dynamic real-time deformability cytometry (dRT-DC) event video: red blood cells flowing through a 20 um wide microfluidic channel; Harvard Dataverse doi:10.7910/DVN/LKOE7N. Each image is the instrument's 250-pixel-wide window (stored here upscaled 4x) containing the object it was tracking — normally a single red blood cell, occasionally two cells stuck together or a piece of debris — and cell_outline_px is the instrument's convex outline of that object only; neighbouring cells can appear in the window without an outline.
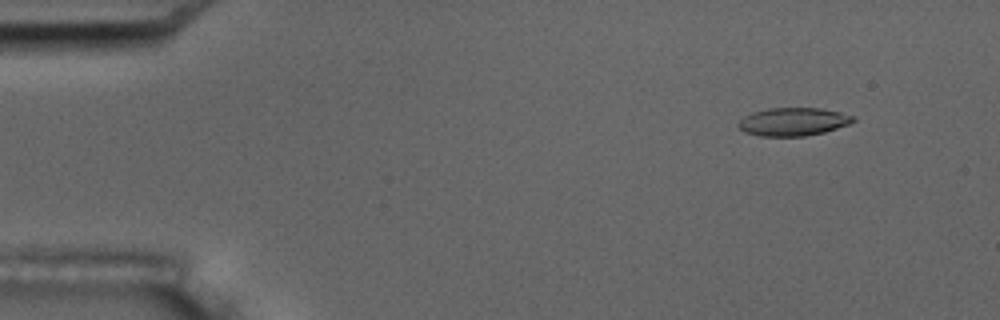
{"species": "common noctule bat (a hibernating species)", "species_latin": "Nyctalus noctula", "temperature_condition": "room temperature", "stored_images_in_passage": 5, "camera_frame_rate_fps": 3000, "um_per_image_px": 0.085, "animal": {"sex": "male", "body_mass_g": 17.5, "forearm_length_mm": 52.3}, "frame": {"image": 1, "passage_image": 2, "time_ms": 1.0, "image_size_px": [1000, 320], "cell_outline_px": [[856, 120], [848, 124], [824, 132], [804, 136], [760, 136], [744, 132], [736, 124], [744, 116], [752, 112], [768, 108], [820, 108], [840, 112], [856, 116]], "centroid_in_image_um": [67.41, 10.34], "position_along_channel_um": 17.6, "area_um2": 18.84}}